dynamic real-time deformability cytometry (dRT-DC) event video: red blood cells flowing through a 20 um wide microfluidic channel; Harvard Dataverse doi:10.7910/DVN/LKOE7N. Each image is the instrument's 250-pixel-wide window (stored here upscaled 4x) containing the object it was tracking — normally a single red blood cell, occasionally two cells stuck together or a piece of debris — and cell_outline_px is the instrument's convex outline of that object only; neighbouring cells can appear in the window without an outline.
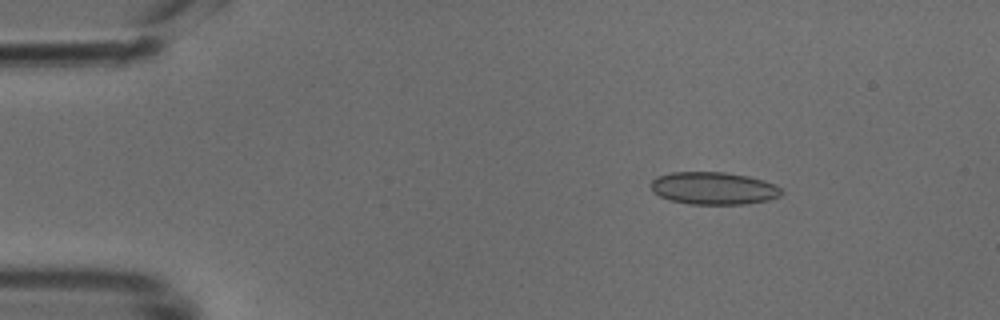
{"species": "common noctule bat (a hibernating species)", "species_latin": "Nyctalus noctula", "temperature_condition": "cold", "stored_images_in_passage": 48, "camera_frame_rate_fps": 3000, "um_per_image_px": 0.085, "animal": {"sex": "male", "body_mass_g": 18.8}, "frame": {"image": 1, "passage_image": 7, "time_ms": 2.0, "image_size_px": [1000, 320], "cell_outline_px": [[784, 192], [780, 196], [768, 200], [748, 204], [688, 204], [668, 200], [652, 192], [652, 180], [656, 176], [672, 172], [724, 172], [748, 176], [764, 180], [776, 184]], "centroid_in_image_um": [60.67, 16.0], "position_along_channel_um": 24.3, "area_um2": 24.97}}
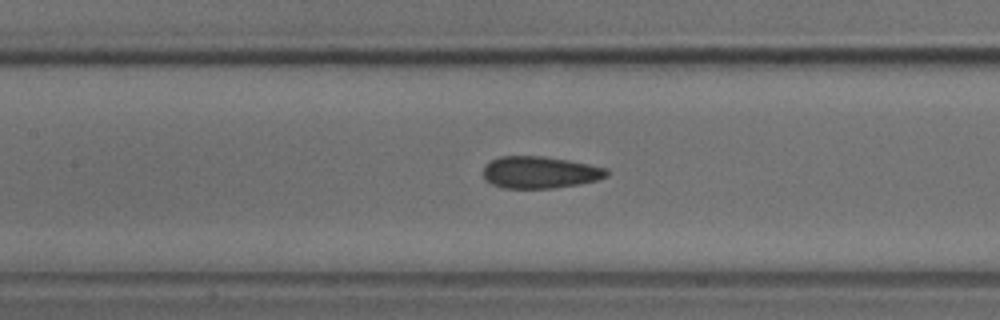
{"frame": {"image": 2, "passage_image": 22, "time_ms": 7.0, "image_size_px": [1000, 320], "cell_outline_px": [[608, 176], [596, 180], [580, 184], [556, 188], [504, 188], [492, 184], [484, 180], [484, 164], [500, 156], [540, 156], [568, 160], [608, 168]], "centroid_in_image_um": [45.88, 14.65], "position_along_channel_um": 161.5, "area_um2": 23.06}}
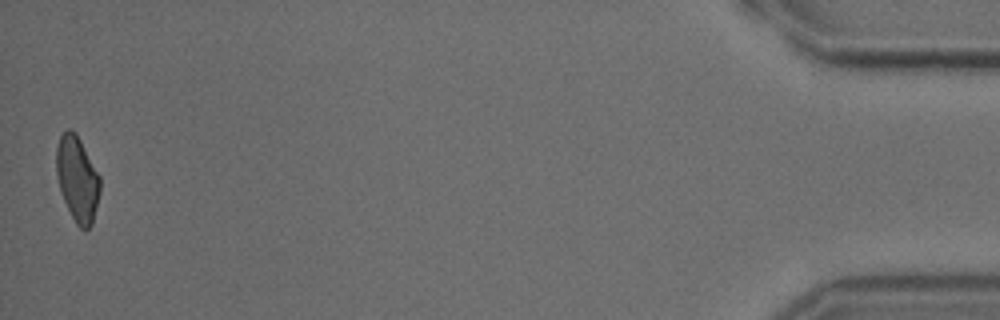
{"frame": {"image": 3, "passage_image": 48, "time_ms": 15.667, "image_size_px": [1000, 320], "cell_outline_px": [[100, 192], [92, 224], [84, 232], [76, 224], [60, 192], [56, 172], [56, 148], [60, 136], [68, 128], [72, 128], [76, 132], [100, 176]], "centroid_in_image_um": [6.57, 15.2], "position_along_channel_um": 428.6, "area_um2": 21.79}}